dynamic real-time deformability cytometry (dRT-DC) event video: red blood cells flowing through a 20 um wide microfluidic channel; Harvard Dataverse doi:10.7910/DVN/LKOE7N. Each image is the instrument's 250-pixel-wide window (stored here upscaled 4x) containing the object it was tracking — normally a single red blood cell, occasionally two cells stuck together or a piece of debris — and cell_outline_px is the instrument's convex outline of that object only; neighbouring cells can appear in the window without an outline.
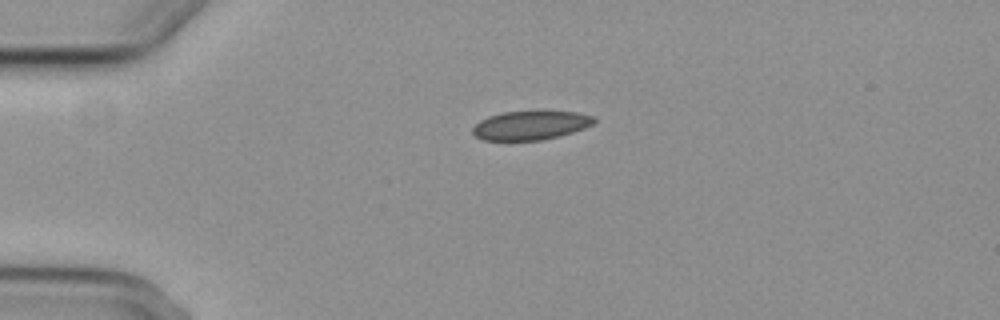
{"species": "common noctule bat (a hibernating species)", "species_latin": "Nyctalus noctula", "temperature_condition": "cold", "stored_images_in_passage": 2, "camera_frame_rate_fps": 3000, "um_per_image_px": 0.085, "animal": {"sex": "female", "body_mass_g": 29.2, "forearm_length_mm": 56.3}, "frame": {"image": 1, "passage_image": 1, "time_ms": 0.0, "image_size_px": [1000, 320], "cell_outline_px": [[596, 120], [592, 124], [584, 128], [572, 132], [540, 140], [484, 140], [476, 136], [472, 132], [472, 128], [480, 120], [488, 116], [504, 112], [576, 112], [592, 116]], "centroid_in_image_um": [45.06, 10.66], "position_along_channel_um": 39.9, "area_um2": 20.0}}